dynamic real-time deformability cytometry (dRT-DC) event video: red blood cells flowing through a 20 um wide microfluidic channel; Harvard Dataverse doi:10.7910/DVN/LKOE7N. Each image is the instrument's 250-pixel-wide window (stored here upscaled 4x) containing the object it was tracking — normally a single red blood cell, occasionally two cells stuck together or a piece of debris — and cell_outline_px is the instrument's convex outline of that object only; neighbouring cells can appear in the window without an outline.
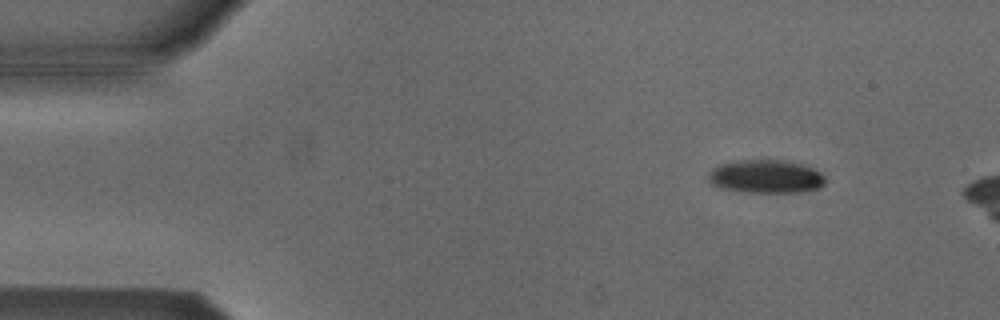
{"species": "Egyptian fruit bat (a non-hibernating species)", "species_latin": "Rousettus aegyptiacus", "temperature_condition": "cold", "stored_images_in_passage": 52, "camera_frame_rate_fps": 3000, "um_per_image_px": 0.085, "animal": {"sex": "male"}, "frame": {"image": 1, "passage_image": 7, "time_ms": 2.0, "image_size_px": [1000, 320], "cell_outline_px": [[824, 184], [820, 188], [800, 192], [744, 192], [724, 188], [712, 184], [708, 180], [708, 172], [712, 168], [720, 164], [736, 160], [788, 160], [804, 164], [820, 172], [824, 176]], "centroid_in_image_um": [65.1, 14.99], "position_along_channel_um": 19.9, "area_um2": 22.83}}
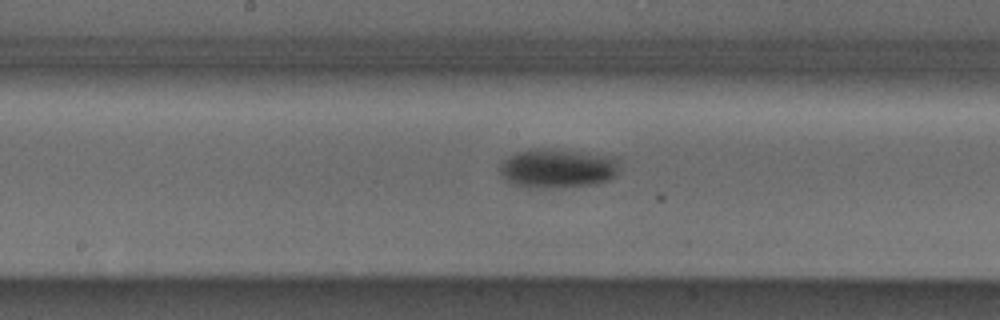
{"frame": {"image": 2, "passage_image": 28, "time_ms": 9.0, "image_size_px": [1000, 320], "cell_outline_px": [[620, 156], [616, 176], [608, 180], [596, 184], [532, 188], [528, 188], [512, 184], [504, 180], [500, 172], [500, 164], [504, 160], [516, 152], [532, 148], [544, 148]], "centroid_in_image_um": [47.41, 14.29], "position_along_channel_um": 200.8, "area_um2": 27.57}}
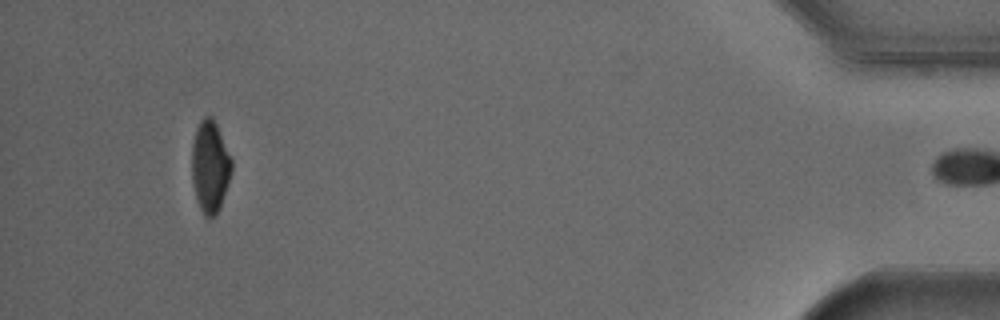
{"frame": {"image": 3, "passage_image": 51, "time_ms": 16.667, "image_size_px": [1000, 320], "cell_outline_px": [[232, 172], [220, 208], [216, 216], [208, 220], [204, 216], [196, 200], [192, 180], [192, 144], [196, 128], [200, 120], [204, 116], [212, 116], [216, 124], [232, 160]], "centroid_in_image_um": [17.85, 14.2], "position_along_channel_um": 417.4, "area_um2": 21.5}, "authors_computed_cell_mechanics": {"area_um2": 24.276, "velocity_mm_per_s": 3.8191, "shape_relaxation_time_tau1_ms": 3.1642, "shape_relaxation_time_tau2_ms": null, "deformation_change_tau1": 0.1151, "deformation_change_tau2": null}}